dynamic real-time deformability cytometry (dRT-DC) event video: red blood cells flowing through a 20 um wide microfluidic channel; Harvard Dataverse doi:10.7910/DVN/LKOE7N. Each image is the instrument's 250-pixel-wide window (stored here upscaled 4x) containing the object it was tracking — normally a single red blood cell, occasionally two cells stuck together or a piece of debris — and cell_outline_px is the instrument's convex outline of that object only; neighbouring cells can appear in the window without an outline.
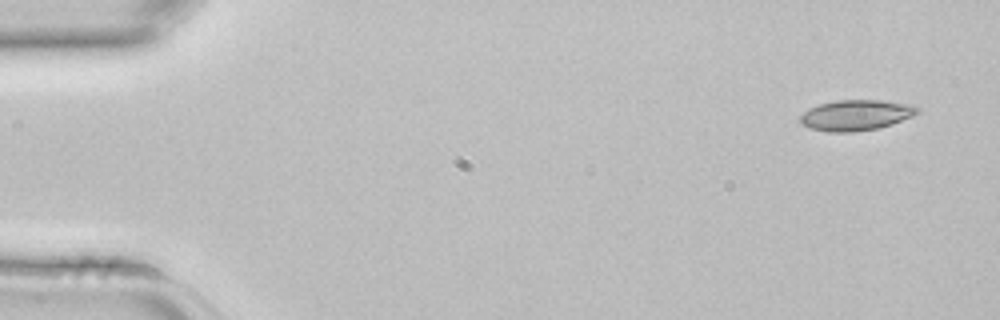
{"species": "common noctule bat (a hibernating species)", "species_latin": "Nyctalus noctula", "temperature_condition": "room temperature", "stored_images_in_passage": 2, "camera_frame_rate_fps": 3000, "um_per_image_px": 0.085, "animal": {"sex": "female", "body_mass_g": 22.7, "forearm_length_mm": 54.2}, "frame": {"image": 1, "passage_image": 2, "time_ms": 0.333, "image_size_px": [1000, 320], "cell_outline_px": [[920, 112], [912, 116], [892, 124], [876, 128], [852, 132], [828, 132], [808, 128], [800, 124], [800, 116], [808, 108], [820, 104], [836, 100], [880, 100], [916, 104], [920, 108]], "centroid_in_image_um": [72.77, 9.78], "position_along_channel_um": 12.2, "area_um2": 21.15}}